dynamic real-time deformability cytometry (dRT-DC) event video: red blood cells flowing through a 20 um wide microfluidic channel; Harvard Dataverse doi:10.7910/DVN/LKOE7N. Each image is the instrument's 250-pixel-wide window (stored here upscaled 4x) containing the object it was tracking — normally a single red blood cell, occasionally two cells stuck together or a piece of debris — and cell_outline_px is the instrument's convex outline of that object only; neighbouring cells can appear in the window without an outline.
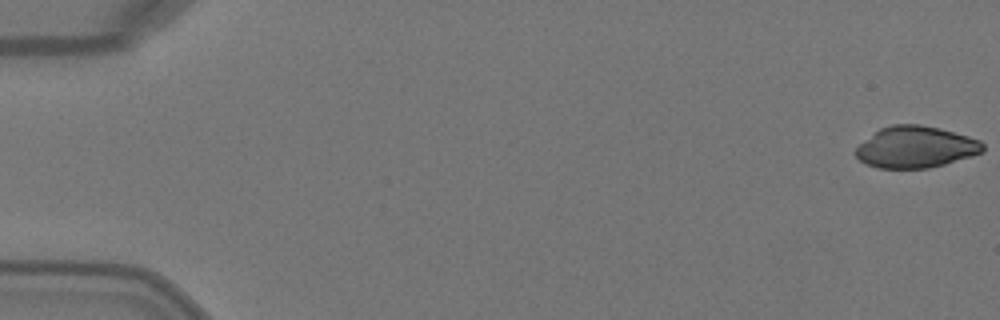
{"species": "Egyptian fruit bat (a non-hibernating species)", "species_latin": "Rousettus aegyptiacus", "temperature_condition": "warm", "stored_images_in_passage": 4, "camera_frame_rate_fps": 3000, "um_per_image_px": 0.085, "animal": {"sex": "female"}, "frame": {"image": 1, "passage_image": 1, "time_ms": 0.0, "image_size_px": [1000, 320], "cell_outline_px": [[984, 152], [972, 156], [944, 164], [928, 168], [876, 168], [860, 160], [852, 152], [860, 144], [880, 128], [892, 124], [920, 124], [940, 128], [968, 136], [980, 140], [984, 144]], "centroid_in_image_um": [77.84, 12.5], "position_along_channel_um": 7.2, "area_um2": 30.81}}